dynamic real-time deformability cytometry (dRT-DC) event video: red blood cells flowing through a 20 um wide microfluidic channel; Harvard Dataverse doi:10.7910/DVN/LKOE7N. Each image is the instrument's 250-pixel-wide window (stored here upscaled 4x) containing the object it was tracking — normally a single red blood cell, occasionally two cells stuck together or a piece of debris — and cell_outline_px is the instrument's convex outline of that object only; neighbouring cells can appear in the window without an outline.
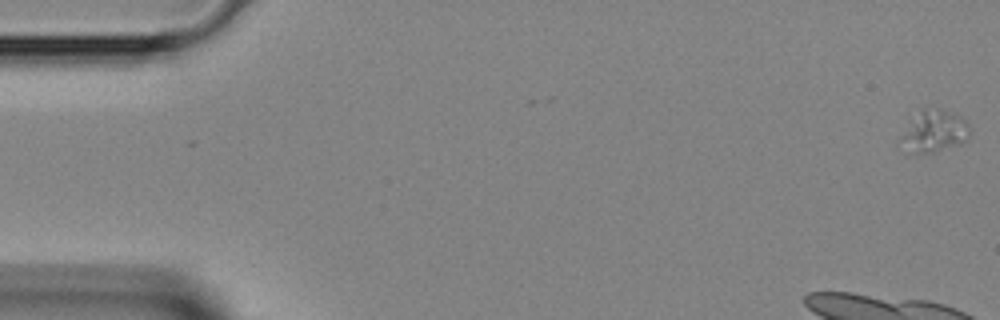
{"species": "Egyptian fruit bat (a non-hibernating species)", "species_latin": "Rousettus aegyptiacus", "temperature_condition": "room temperature", "stored_images_in_passage": 4, "camera_frame_rate_fps": 3000, "um_per_image_px": 0.085, "animal": {"sex": "female"}, "frame": {"image": 1, "passage_image": 1, "time_ms": 0.0, "image_size_px": [1000, 320], "cell_outline_px": [[968, 136], [964, 140], [932, 152], [924, 152], [896, 140], [924, 108], [940, 108], [960, 116], [968, 124]], "centroid_in_image_um": [79.44, 11.08], "position_along_channel_um": 5.6, "area_um2": 15.37}}